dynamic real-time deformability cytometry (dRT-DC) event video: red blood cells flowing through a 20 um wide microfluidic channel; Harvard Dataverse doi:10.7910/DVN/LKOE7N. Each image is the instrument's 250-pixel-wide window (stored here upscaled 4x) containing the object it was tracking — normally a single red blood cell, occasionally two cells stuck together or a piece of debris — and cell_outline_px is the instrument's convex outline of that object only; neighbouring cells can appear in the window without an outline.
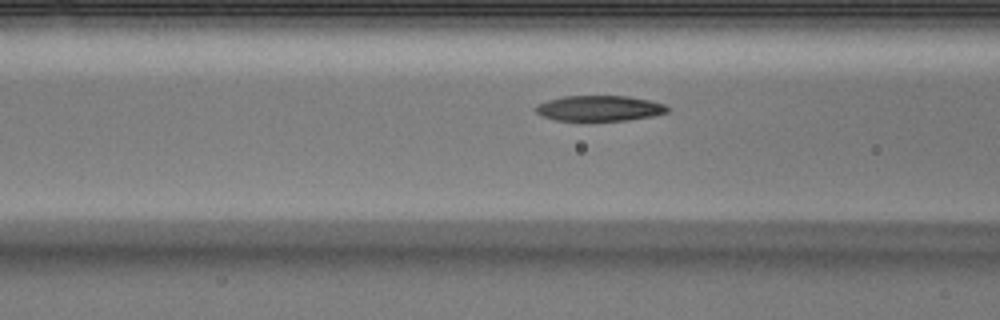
{"species": "Egyptian fruit bat (a non-hibernating species)", "species_latin": "Rousettus aegyptiacus", "temperature_condition": "warm", "stored_images_in_passage": 16, "camera_frame_rate_fps": 3000, "um_per_image_px": 0.085, "animal": {"sex": "male"}, "frame": {"image": 1, "passage_image": 14, "time_ms": 4.333, "image_size_px": [1000, 320], "cell_outline_px": [[668, 112], [652, 116], [628, 120], [556, 120], [540, 116], [536, 112], [536, 104], [548, 100], [564, 96], [628, 96], [648, 100], [664, 104], [668, 108]], "centroid_in_image_um": [50.92, 9.2], "position_along_channel_um": 115.7, "area_um2": 19.42}}